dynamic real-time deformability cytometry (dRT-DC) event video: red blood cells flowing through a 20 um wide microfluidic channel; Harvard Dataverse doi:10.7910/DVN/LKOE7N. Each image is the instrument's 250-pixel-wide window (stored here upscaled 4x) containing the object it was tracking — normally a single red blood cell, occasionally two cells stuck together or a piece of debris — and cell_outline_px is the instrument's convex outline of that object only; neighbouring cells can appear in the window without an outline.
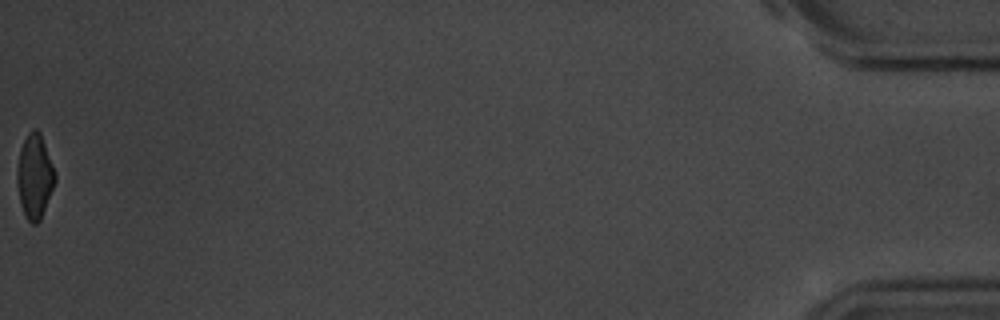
{"species": "common noctule bat (a hibernating species)", "species_latin": "Nyctalus noctula", "temperature_condition": "room temperature", "stored_images_in_passage": 43, "camera_frame_rate_fps": 3000, "um_per_image_px": 0.085, "animal": {"sex": "male", "body_mass_g": 20.1, "forearm_length_mm": 53.5}, "frame": {"image": 1, "passage_image": 43, "time_ms": 14.0, "image_size_px": [1000, 320], "cell_outline_px": [[56, 180], [40, 220], [36, 224], [32, 224], [24, 216], [20, 204], [16, 180], [16, 168], [20, 148], [28, 132], [32, 128], [36, 128], [40, 132], [56, 172]], "centroid_in_image_um": [2.93, 14.98], "position_along_channel_um": 432.3, "area_um2": 18.9}, "authors_computed_cell_mechanics": {"area_um2": 19.5364, "velocity_mm_per_s": 3.6703, "shape_relaxation_time_tau1_ms": 4.2087, "shape_relaxation_time_tau2_ms": 1.3011, "deformation_change_tau1": 0.1303, "deformation_change_tau2": 0.062}}